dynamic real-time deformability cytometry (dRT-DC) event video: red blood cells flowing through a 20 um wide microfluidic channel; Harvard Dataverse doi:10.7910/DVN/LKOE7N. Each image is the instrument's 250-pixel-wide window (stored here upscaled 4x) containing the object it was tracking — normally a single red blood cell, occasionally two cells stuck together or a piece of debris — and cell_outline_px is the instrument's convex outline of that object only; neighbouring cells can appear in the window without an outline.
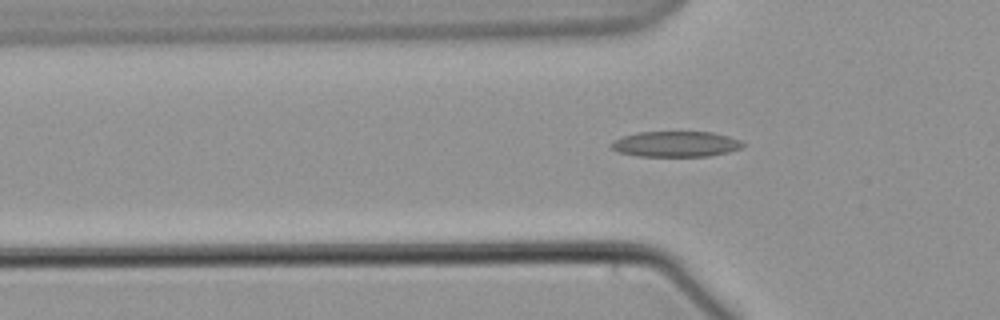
{"species": "common noctule bat (a hibernating species)", "species_latin": "Nyctalus noctula", "temperature_condition": "warm", "stored_images_in_passage": 52, "camera_frame_rate_fps": 3000, "um_per_image_px": 0.085, "animal": {"sex": "male", "body_mass_g": 21.5, "forearm_length_mm": 52.0}, "frame": {"image": 1, "passage_image": 19, "time_ms": 6.0, "image_size_px": [1000, 320], "cell_outline_px": [[744, 144], [740, 148], [728, 152], [708, 156], [636, 156], [620, 152], [612, 148], [608, 144], [612, 140], [636, 132], [712, 132], [728, 136], [740, 140]], "centroid_in_image_um": [57.4, 12.24], "position_along_channel_um": 68.4, "area_um2": 19.59}}
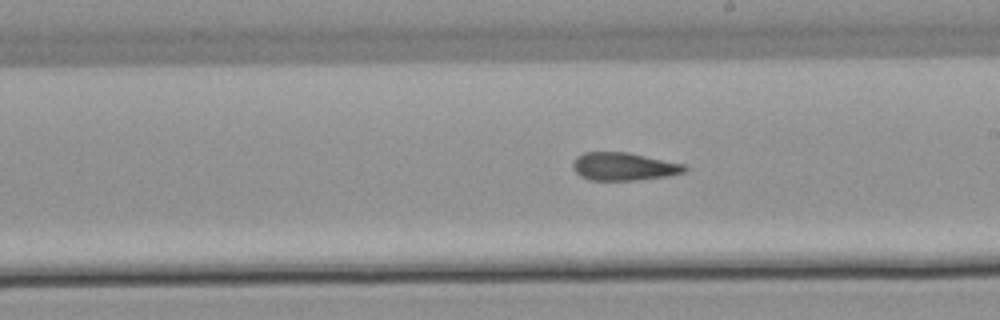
{"frame": {"image": 2, "passage_image": 33, "time_ms": 10.667, "image_size_px": [1000, 320], "cell_outline_px": [[688, 168], [684, 172], [668, 176], [640, 180], [588, 180], [580, 176], [572, 168], [572, 160], [576, 156], [584, 152], [628, 152], [684, 164]], "centroid_in_image_um": [52.98, 14.15], "position_along_channel_um": 236.0, "area_um2": 18.38}}
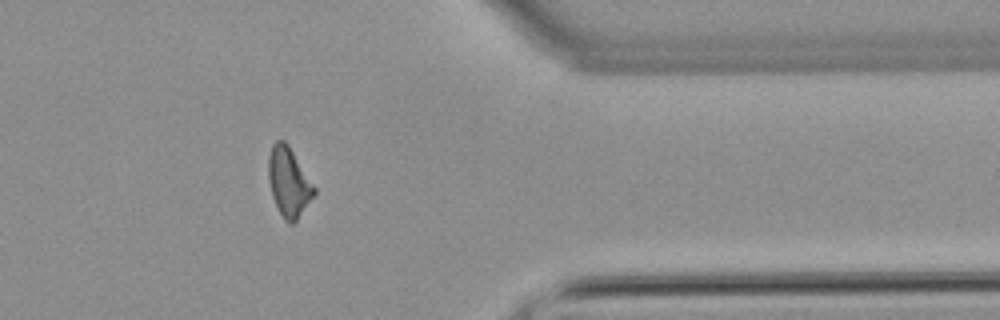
{"frame": {"image": 3, "passage_image": 47, "time_ms": 15.333, "image_size_px": [1000, 320], "cell_outline_px": [[316, 192], [296, 220], [292, 224], [288, 224], [284, 220], [272, 196], [268, 176], [268, 156], [272, 144], [276, 140], [284, 140], [288, 144], [316, 188]], "centroid_in_image_um": [24.53, 15.45], "position_along_channel_um": 386.9, "area_um2": 18.26}}